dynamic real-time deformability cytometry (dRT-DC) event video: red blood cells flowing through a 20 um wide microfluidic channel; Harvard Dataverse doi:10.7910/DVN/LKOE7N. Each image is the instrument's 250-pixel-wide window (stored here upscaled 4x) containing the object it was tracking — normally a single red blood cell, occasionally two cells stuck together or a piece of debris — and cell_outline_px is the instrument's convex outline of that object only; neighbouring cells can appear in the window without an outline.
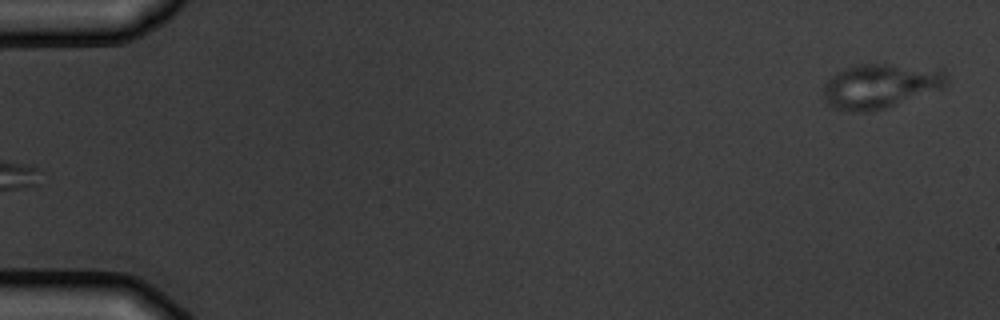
{"species": "common noctule bat (a hibernating species)", "species_latin": "Nyctalus noctula", "temperature_condition": "warm", "stored_images_in_passage": 5, "segment_of_instrument_passage": [2, 2], "camera_frame_rate_fps": 3000, "um_per_image_px": 0.085, "animal": {"sex": "male", "body_mass_g": 19.5, "forearm_length_mm": 54.6}, "frame": {"image": 1, "passage_image": 5, "time_ms": 4.333, "image_size_px": [1000, 320], "cell_outline_px": [[948, 80], [940, 88], [884, 108], [868, 112], [848, 112], [836, 108], [828, 104], [824, 100], [824, 84], [836, 72], [844, 68], [856, 64], [940, 64], [948, 76]], "centroid_in_image_um": [74.89, 7.25], "position_along_channel_um": 10.1, "area_um2": 32.6}}